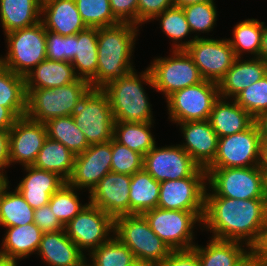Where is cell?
I'll return each mask as SVG.
<instances>
[{"instance_id":"6da1fadb","label":"cell","mask_w":267,"mask_h":266,"mask_svg":"<svg viewBox=\"0 0 267 266\" xmlns=\"http://www.w3.org/2000/svg\"><path fill=\"white\" fill-rule=\"evenodd\" d=\"M266 224L265 199L219 197L206 188L201 227L212 232V238L245 242L251 248Z\"/></svg>"},{"instance_id":"7a4b0ae2","label":"cell","mask_w":267,"mask_h":266,"mask_svg":"<svg viewBox=\"0 0 267 266\" xmlns=\"http://www.w3.org/2000/svg\"><path fill=\"white\" fill-rule=\"evenodd\" d=\"M139 26L119 23L98 28L97 74L91 87L102 88L108 82L136 70L131 62L138 37Z\"/></svg>"},{"instance_id":"3957f363","label":"cell","mask_w":267,"mask_h":266,"mask_svg":"<svg viewBox=\"0 0 267 266\" xmlns=\"http://www.w3.org/2000/svg\"><path fill=\"white\" fill-rule=\"evenodd\" d=\"M136 70L108 82L101 89L107 94L114 121L154 122L153 109L143 84L154 89L148 67L138 75Z\"/></svg>"},{"instance_id":"277c9868","label":"cell","mask_w":267,"mask_h":266,"mask_svg":"<svg viewBox=\"0 0 267 266\" xmlns=\"http://www.w3.org/2000/svg\"><path fill=\"white\" fill-rule=\"evenodd\" d=\"M114 236L126 245L140 264L154 266L165 260L171 249L150 228L142 214L114 219Z\"/></svg>"},{"instance_id":"5b68a950","label":"cell","mask_w":267,"mask_h":266,"mask_svg":"<svg viewBox=\"0 0 267 266\" xmlns=\"http://www.w3.org/2000/svg\"><path fill=\"white\" fill-rule=\"evenodd\" d=\"M90 88V83L80 78L54 89L26 88V116L44 124L53 118L71 116L77 101Z\"/></svg>"},{"instance_id":"8992f818","label":"cell","mask_w":267,"mask_h":266,"mask_svg":"<svg viewBox=\"0 0 267 266\" xmlns=\"http://www.w3.org/2000/svg\"><path fill=\"white\" fill-rule=\"evenodd\" d=\"M71 116L89 145L113 139L115 121L108 96L101 88L91 87L82 95Z\"/></svg>"},{"instance_id":"52a82bcc","label":"cell","mask_w":267,"mask_h":266,"mask_svg":"<svg viewBox=\"0 0 267 266\" xmlns=\"http://www.w3.org/2000/svg\"><path fill=\"white\" fill-rule=\"evenodd\" d=\"M7 42L5 57L0 64L25 77L46 57V30L42 21L4 34Z\"/></svg>"},{"instance_id":"ba28073f","label":"cell","mask_w":267,"mask_h":266,"mask_svg":"<svg viewBox=\"0 0 267 266\" xmlns=\"http://www.w3.org/2000/svg\"><path fill=\"white\" fill-rule=\"evenodd\" d=\"M142 215L171 250H181L195 246L193 230L195 224L200 223L198 225L202 226L204 211L166 210L156 207Z\"/></svg>"},{"instance_id":"9c48e42d","label":"cell","mask_w":267,"mask_h":266,"mask_svg":"<svg viewBox=\"0 0 267 266\" xmlns=\"http://www.w3.org/2000/svg\"><path fill=\"white\" fill-rule=\"evenodd\" d=\"M207 186L216 196L232 199H265L264 176L259 166L205 169Z\"/></svg>"},{"instance_id":"30bf717a","label":"cell","mask_w":267,"mask_h":266,"mask_svg":"<svg viewBox=\"0 0 267 266\" xmlns=\"http://www.w3.org/2000/svg\"><path fill=\"white\" fill-rule=\"evenodd\" d=\"M219 98L218 84L207 80L175 91L166 98L168 119L174 124L209 120Z\"/></svg>"},{"instance_id":"8fae6325","label":"cell","mask_w":267,"mask_h":266,"mask_svg":"<svg viewBox=\"0 0 267 266\" xmlns=\"http://www.w3.org/2000/svg\"><path fill=\"white\" fill-rule=\"evenodd\" d=\"M148 66L154 89L165 98L175 91L203 81L197 66L185 50H172L170 57H155Z\"/></svg>"},{"instance_id":"7c38bea8","label":"cell","mask_w":267,"mask_h":266,"mask_svg":"<svg viewBox=\"0 0 267 266\" xmlns=\"http://www.w3.org/2000/svg\"><path fill=\"white\" fill-rule=\"evenodd\" d=\"M64 230L83 253H90L114 235V219L88 201Z\"/></svg>"},{"instance_id":"4fadbf2b","label":"cell","mask_w":267,"mask_h":266,"mask_svg":"<svg viewBox=\"0 0 267 266\" xmlns=\"http://www.w3.org/2000/svg\"><path fill=\"white\" fill-rule=\"evenodd\" d=\"M261 138L254 122L240 133L218 139L217 153L206 169L243 168L258 166Z\"/></svg>"},{"instance_id":"5bb4252c","label":"cell","mask_w":267,"mask_h":266,"mask_svg":"<svg viewBox=\"0 0 267 266\" xmlns=\"http://www.w3.org/2000/svg\"><path fill=\"white\" fill-rule=\"evenodd\" d=\"M207 172L198 168L190 177L160 182L159 208L204 211Z\"/></svg>"},{"instance_id":"9a60e30c","label":"cell","mask_w":267,"mask_h":266,"mask_svg":"<svg viewBox=\"0 0 267 266\" xmlns=\"http://www.w3.org/2000/svg\"><path fill=\"white\" fill-rule=\"evenodd\" d=\"M185 51L197 66L203 80L217 84L236 59L227 38H195Z\"/></svg>"},{"instance_id":"2e32d148","label":"cell","mask_w":267,"mask_h":266,"mask_svg":"<svg viewBox=\"0 0 267 266\" xmlns=\"http://www.w3.org/2000/svg\"><path fill=\"white\" fill-rule=\"evenodd\" d=\"M199 166L177 144L155 146L143 156V169L158 182L190 177Z\"/></svg>"},{"instance_id":"e0dca14e","label":"cell","mask_w":267,"mask_h":266,"mask_svg":"<svg viewBox=\"0 0 267 266\" xmlns=\"http://www.w3.org/2000/svg\"><path fill=\"white\" fill-rule=\"evenodd\" d=\"M111 140L107 143L90 145L84 152L76 155L71 177L67 183L78 190L89 193L97 183L111 172Z\"/></svg>"},{"instance_id":"ac0fdd59","label":"cell","mask_w":267,"mask_h":266,"mask_svg":"<svg viewBox=\"0 0 267 266\" xmlns=\"http://www.w3.org/2000/svg\"><path fill=\"white\" fill-rule=\"evenodd\" d=\"M47 137L44 123L34 121L26 115L17 118L9 130L10 165H33Z\"/></svg>"},{"instance_id":"d6986e66","label":"cell","mask_w":267,"mask_h":266,"mask_svg":"<svg viewBox=\"0 0 267 266\" xmlns=\"http://www.w3.org/2000/svg\"><path fill=\"white\" fill-rule=\"evenodd\" d=\"M131 176L108 172L89 193V202L113 219L130 215Z\"/></svg>"},{"instance_id":"ffe728a7","label":"cell","mask_w":267,"mask_h":266,"mask_svg":"<svg viewBox=\"0 0 267 266\" xmlns=\"http://www.w3.org/2000/svg\"><path fill=\"white\" fill-rule=\"evenodd\" d=\"M185 142L179 144L193 161L206 169L214 160L218 147V135L209 120L177 123Z\"/></svg>"},{"instance_id":"44dd1931","label":"cell","mask_w":267,"mask_h":266,"mask_svg":"<svg viewBox=\"0 0 267 266\" xmlns=\"http://www.w3.org/2000/svg\"><path fill=\"white\" fill-rule=\"evenodd\" d=\"M26 176L15 187L26 202L35 210L50 201L53 195L66 181L57 173L31 166H24Z\"/></svg>"},{"instance_id":"7402d4cb","label":"cell","mask_w":267,"mask_h":266,"mask_svg":"<svg viewBox=\"0 0 267 266\" xmlns=\"http://www.w3.org/2000/svg\"><path fill=\"white\" fill-rule=\"evenodd\" d=\"M267 74V62L258 58H236L232 67L218 82L219 97L233 99L239 92Z\"/></svg>"},{"instance_id":"603a6c76","label":"cell","mask_w":267,"mask_h":266,"mask_svg":"<svg viewBox=\"0 0 267 266\" xmlns=\"http://www.w3.org/2000/svg\"><path fill=\"white\" fill-rule=\"evenodd\" d=\"M41 15L45 30L62 36L75 35L87 28L75 0H49L42 4Z\"/></svg>"},{"instance_id":"cb8c5ba5","label":"cell","mask_w":267,"mask_h":266,"mask_svg":"<svg viewBox=\"0 0 267 266\" xmlns=\"http://www.w3.org/2000/svg\"><path fill=\"white\" fill-rule=\"evenodd\" d=\"M36 254L48 266H78L87 256L66 235L64 229L43 233Z\"/></svg>"},{"instance_id":"d4e9b609","label":"cell","mask_w":267,"mask_h":266,"mask_svg":"<svg viewBox=\"0 0 267 266\" xmlns=\"http://www.w3.org/2000/svg\"><path fill=\"white\" fill-rule=\"evenodd\" d=\"M210 238L206 246L196 243L193 247L200 266H244L251 259L250 248L245 243Z\"/></svg>"},{"instance_id":"484cf974","label":"cell","mask_w":267,"mask_h":266,"mask_svg":"<svg viewBox=\"0 0 267 266\" xmlns=\"http://www.w3.org/2000/svg\"><path fill=\"white\" fill-rule=\"evenodd\" d=\"M209 122L221 138L245 131L255 119L233 99L219 98L213 105Z\"/></svg>"},{"instance_id":"4316f807","label":"cell","mask_w":267,"mask_h":266,"mask_svg":"<svg viewBox=\"0 0 267 266\" xmlns=\"http://www.w3.org/2000/svg\"><path fill=\"white\" fill-rule=\"evenodd\" d=\"M5 228L0 256L21 261L37 253L43 232L34 222Z\"/></svg>"},{"instance_id":"83f0119b","label":"cell","mask_w":267,"mask_h":266,"mask_svg":"<svg viewBox=\"0 0 267 266\" xmlns=\"http://www.w3.org/2000/svg\"><path fill=\"white\" fill-rule=\"evenodd\" d=\"M71 62L54 61L46 58L25 76L26 88L54 89L76 81Z\"/></svg>"},{"instance_id":"f1b7e54d","label":"cell","mask_w":267,"mask_h":266,"mask_svg":"<svg viewBox=\"0 0 267 266\" xmlns=\"http://www.w3.org/2000/svg\"><path fill=\"white\" fill-rule=\"evenodd\" d=\"M39 0H0V21L3 32L32 26L41 21Z\"/></svg>"},{"instance_id":"f546056e","label":"cell","mask_w":267,"mask_h":266,"mask_svg":"<svg viewBox=\"0 0 267 266\" xmlns=\"http://www.w3.org/2000/svg\"><path fill=\"white\" fill-rule=\"evenodd\" d=\"M98 28H89L75 34V57L71 61L78 78L89 83L97 74Z\"/></svg>"},{"instance_id":"4dcf8cb0","label":"cell","mask_w":267,"mask_h":266,"mask_svg":"<svg viewBox=\"0 0 267 266\" xmlns=\"http://www.w3.org/2000/svg\"><path fill=\"white\" fill-rule=\"evenodd\" d=\"M75 157L63 144L47 137L33 166L55 172L67 182L73 171Z\"/></svg>"},{"instance_id":"1f68e13d","label":"cell","mask_w":267,"mask_h":266,"mask_svg":"<svg viewBox=\"0 0 267 266\" xmlns=\"http://www.w3.org/2000/svg\"><path fill=\"white\" fill-rule=\"evenodd\" d=\"M160 182L156 181L144 169L131 175L130 215L143 214L158 206Z\"/></svg>"},{"instance_id":"d6a6232c","label":"cell","mask_w":267,"mask_h":266,"mask_svg":"<svg viewBox=\"0 0 267 266\" xmlns=\"http://www.w3.org/2000/svg\"><path fill=\"white\" fill-rule=\"evenodd\" d=\"M0 105L8 108L17 118L27 111L25 77L0 64Z\"/></svg>"},{"instance_id":"836d02e7","label":"cell","mask_w":267,"mask_h":266,"mask_svg":"<svg viewBox=\"0 0 267 266\" xmlns=\"http://www.w3.org/2000/svg\"><path fill=\"white\" fill-rule=\"evenodd\" d=\"M154 122H114L113 138L122 145L144 156L156 144L151 133Z\"/></svg>"},{"instance_id":"e575fe53","label":"cell","mask_w":267,"mask_h":266,"mask_svg":"<svg viewBox=\"0 0 267 266\" xmlns=\"http://www.w3.org/2000/svg\"><path fill=\"white\" fill-rule=\"evenodd\" d=\"M9 188V190H8ZM7 184L0 195V226H22L34 222V209L15 188Z\"/></svg>"},{"instance_id":"d590c367","label":"cell","mask_w":267,"mask_h":266,"mask_svg":"<svg viewBox=\"0 0 267 266\" xmlns=\"http://www.w3.org/2000/svg\"><path fill=\"white\" fill-rule=\"evenodd\" d=\"M47 136L63 144L75 155L84 152L90 145L83 132L77 127L72 116L53 118L45 123Z\"/></svg>"},{"instance_id":"8d00e7d4","label":"cell","mask_w":267,"mask_h":266,"mask_svg":"<svg viewBox=\"0 0 267 266\" xmlns=\"http://www.w3.org/2000/svg\"><path fill=\"white\" fill-rule=\"evenodd\" d=\"M159 20L162 32L173 41V50H185L195 38H206L199 37L195 34L192 39L185 41V37L191 35V30L187 23L184 11L181 7L172 6L162 13L156 15L152 21ZM184 40V42H182Z\"/></svg>"},{"instance_id":"74e56055","label":"cell","mask_w":267,"mask_h":266,"mask_svg":"<svg viewBox=\"0 0 267 266\" xmlns=\"http://www.w3.org/2000/svg\"><path fill=\"white\" fill-rule=\"evenodd\" d=\"M263 22L257 19H245L234 26L232 39H227L234 50L236 58H243L245 52L259 56L261 47Z\"/></svg>"},{"instance_id":"f35d334b","label":"cell","mask_w":267,"mask_h":266,"mask_svg":"<svg viewBox=\"0 0 267 266\" xmlns=\"http://www.w3.org/2000/svg\"><path fill=\"white\" fill-rule=\"evenodd\" d=\"M94 266H135L138 262L132 251L114 235L87 254Z\"/></svg>"},{"instance_id":"ab89813d","label":"cell","mask_w":267,"mask_h":266,"mask_svg":"<svg viewBox=\"0 0 267 266\" xmlns=\"http://www.w3.org/2000/svg\"><path fill=\"white\" fill-rule=\"evenodd\" d=\"M77 191V188L66 182L50 197L48 204L63 225L71 221L88 204L81 203Z\"/></svg>"},{"instance_id":"60d3db41","label":"cell","mask_w":267,"mask_h":266,"mask_svg":"<svg viewBox=\"0 0 267 266\" xmlns=\"http://www.w3.org/2000/svg\"><path fill=\"white\" fill-rule=\"evenodd\" d=\"M78 12L89 28H102L119 24L109 0H75Z\"/></svg>"},{"instance_id":"b9f144b4","label":"cell","mask_w":267,"mask_h":266,"mask_svg":"<svg viewBox=\"0 0 267 266\" xmlns=\"http://www.w3.org/2000/svg\"><path fill=\"white\" fill-rule=\"evenodd\" d=\"M215 5V2H201L182 8L192 34L213 30L218 16Z\"/></svg>"},{"instance_id":"7bdbcfd3","label":"cell","mask_w":267,"mask_h":266,"mask_svg":"<svg viewBox=\"0 0 267 266\" xmlns=\"http://www.w3.org/2000/svg\"><path fill=\"white\" fill-rule=\"evenodd\" d=\"M233 100L254 119L267 111V74L239 92Z\"/></svg>"},{"instance_id":"ee69618b","label":"cell","mask_w":267,"mask_h":266,"mask_svg":"<svg viewBox=\"0 0 267 266\" xmlns=\"http://www.w3.org/2000/svg\"><path fill=\"white\" fill-rule=\"evenodd\" d=\"M112 162L111 172L133 175L143 169V156L114 138L111 140Z\"/></svg>"},{"instance_id":"f6af8a7d","label":"cell","mask_w":267,"mask_h":266,"mask_svg":"<svg viewBox=\"0 0 267 266\" xmlns=\"http://www.w3.org/2000/svg\"><path fill=\"white\" fill-rule=\"evenodd\" d=\"M46 57L71 62L75 57V35L62 36L46 30Z\"/></svg>"},{"instance_id":"bcb514c9","label":"cell","mask_w":267,"mask_h":266,"mask_svg":"<svg viewBox=\"0 0 267 266\" xmlns=\"http://www.w3.org/2000/svg\"><path fill=\"white\" fill-rule=\"evenodd\" d=\"M112 13L120 23L138 26V0H109Z\"/></svg>"},{"instance_id":"7dc6e473","label":"cell","mask_w":267,"mask_h":266,"mask_svg":"<svg viewBox=\"0 0 267 266\" xmlns=\"http://www.w3.org/2000/svg\"><path fill=\"white\" fill-rule=\"evenodd\" d=\"M172 6L173 0H138V26L151 21Z\"/></svg>"},{"instance_id":"c3c4849f","label":"cell","mask_w":267,"mask_h":266,"mask_svg":"<svg viewBox=\"0 0 267 266\" xmlns=\"http://www.w3.org/2000/svg\"><path fill=\"white\" fill-rule=\"evenodd\" d=\"M34 223L43 233L57 232L64 229V225L58 220L49 204L34 210Z\"/></svg>"},{"instance_id":"681fc988","label":"cell","mask_w":267,"mask_h":266,"mask_svg":"<svg viewBox=\"0 0 267 266\" xmlns=\"http://www.w3.org/2000/svg\"><path fill=\"white\" fill-rule=\"evenodd\" d=\"M154 266H200V261L194 248L171 250L165 260Z\"/></svg>"},{"instance_id":"f907efd6","label":"cell","mask_w":267,"mask_h":266,"mask_svg":"<svg viewBox=\"0 0 267 266\" xmlns=\"http://www.w3.org/2000/svg\"><path fill=\"white\" fill-rule=\"evenodd\" d=\"M250 253L254 262L267 265V224L260 232L257 242L250 248Z\"/></svg>"},{"instance_id":"816d5d0a","label":"cell","mask_w":267,"mask_h":266,"mask_svg":"<svg viewBox=\"0 0 267 266\" xmlns=\"http://www.w3.org/2000/svg\"><path fill=\"white\" fill-rule=\"evenodd\" d=\"M6 167H10L9 130L0 129V174L7 176Z\"/></svg>"},{"instance_id":"f5cc1de1","label":"cell","mask_w":267,"mask_h":266,"mask_svg":"<svg viewBox=\"0 0 267 266\" xmlns=\"http://www.w3.org/2000/svg\"><path fill=\"white\" fill-rule=\"evenodd\" d=\"M17 117L6 107L0 105V129L10 130Z\"/></svg>"},{"instance_id":"db71d44e","label":"cell","mask_w":267,"mask_h":266,"mask_svg":"<svg viewBox=\"0 0 267 266\" xmlns=\"http://www.w3.org/2000/svg\"><path fill=\"white\" fill-rule=\"evenodd\" d=\"M261 140H267V111L255 118Z\"/></svg>"},{"instance_id":"11a10c76","label":"cell","mask_w":267,"mask_h":266,"mask_svg":"<svg viewBox=\"0 0 267 266\" xmlns=\"http://www.w3.org/2000/svg\"><path fill=\"white\" fill-rule=\"evenodd\" d=\"M258 166L262 171H267V140H261Z\"/></svg>"},{"instance_id":"9f6ffc18","label":"cell","mask_w":267,"mask_h":266,"mask_svg":"<svg viewBox=\"0 0 267 266\" xmlns=\"http://www.w3.org/2000/svg\"><path fill=\"white\" fill-rule=\"evenodd\" d=\"M258 58L267 62V26L263 22L261 47Z\"/></svg>"},{"instance_id":"6f0895ef","label":"cell","mask_w":267,"mask_h":266,"mask_svg":"<svg viewBox=\"0 0 267 266\" xmlns=\"http://www.w3.org/2000/svg\"><path fill=\"white\" fill-rule=\"evenodd\" d=\"M215 0H173V6L184 8L188 5L201 2H214Z\"/></svg>"},{"instance_id":"680465c9","label":"cell","mask_w":267,"mask_h":266,"mask_svg":"<svg viewBox=\"0 0 267 266\" xmlns=\"http://www.w3.org/2000/svg\"><path fill=\"white\" fill-rule=\"evenodd\" d=\"M18 261L0 256V266H18Z\"/></svg>"},{"instance_id":"91938a15","label":"cell","mask_w":267,"mask_h":266,"mask_svg":"<svg viewBox=\"0 0 267 266\" xmlns=\"http://www.w3.org/2000/svg\"><path fill=\"white\" fill-rule=\"evenodd\" d=\"M9 179L7 176L0 174V195L4 190L5 186L9 184Z\"/></svg>"},{"instance_id":"94428289","label":"cell","mask_w":267,"mask_h":266,"mask_svg":"<svg viewBox=\"0 0 267 266\" xmlns=\"http://www.w3.org/2000/svg\"><path fill=\"white\" fill-rule=\"evenodd\" d=\"M264 176V194H265V200L267 204V171H263Z\"/></svg>"},{"instance_id":"6125c7cd","label":"cell","mask_w":267,"mask_h":266,"mask_svg":"<svg viewBox=\"0 0 267 266\" xmlns=\"http://www.w3.org/2000/svg\"><path fill=\"white\" fill-rule=\"evenodd\" d=\"M244 266H267L265 264H258L254 262L252 259H250Z\"/></svg>"},{"instance_id":"be15d7a7","label":"cell","mask_w":267,"mask_h":266,"mask_svg":"<svg viewBox=\"0 0 267 266\" xmlns=\"http://www.w3.org/2000/svg\"><path fill=\"white\" fill-rule=\"evenodd\" d=\"M87 257L78 266H94L91 262H87Z\"/></svg>"},{"instance_id":"e7e4bbea","label":"cell","mask_w":267,"mask_h":266,"mask_svg":"<svg viewBox=\"0 0 267 266\" xmlns=\"http://www.w3.org/2000/svg\"><path fill=\"white\" fill-rule=\"evenodd\" d=\"M47 1H49V0H39V2H40L41 4H44V3H46Z\"/></svg>"},{"instance_id":"03108f58","label":"cell","mask_w":267,"mask_h":266,"mask_svg":"<svg viewBox=\"0 0 267 266\" xmlns=\"http://www.w3.org/2000/svg\"><path fill=\"white\" fill-rule=\"evenodd\" d=\"M135 266H148V265L137 263Z\"/></svg>"}]
</instances>
